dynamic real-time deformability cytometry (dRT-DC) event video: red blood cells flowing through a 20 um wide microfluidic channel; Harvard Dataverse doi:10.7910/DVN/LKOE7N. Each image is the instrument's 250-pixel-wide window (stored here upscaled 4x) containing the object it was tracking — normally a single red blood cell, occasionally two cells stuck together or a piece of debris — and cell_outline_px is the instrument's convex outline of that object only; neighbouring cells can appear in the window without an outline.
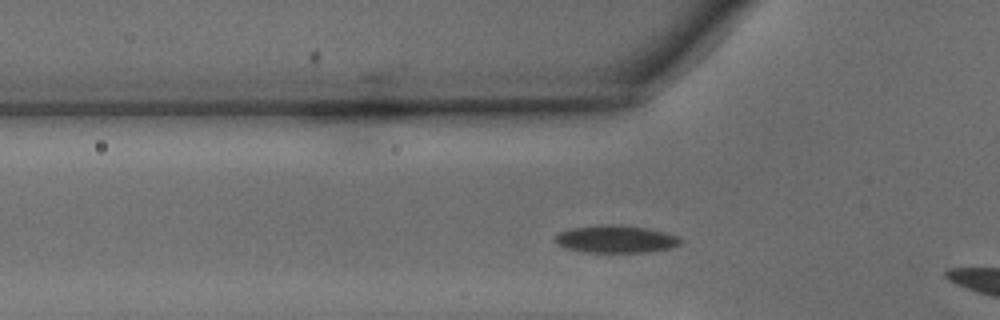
{"species": "common noctule bat (a hibernating species)", "species_latin": "Nyctalus noctula", "temperature_condition": "warm", "stored_images_in_passage": 4, "camera_frame_rate_fps": 3000, "um_per_image_px": 0.085, "animal": {"sex": "male", "body_mass_g": 15.6}, "frame": {"image": 1, "passage_image": 2, "time_ms": 0.333, "image_size_px": [1000, 320], "cell_outline_px": [[684, 240], [680, 244], [672, 248], [648, 252], [584, 252], [564, 248], [556, 244], [552, 240], [552, 236], [560, 232], [572, 228], [600, 224], [620, 224], [648, 228], [664, 232], [676, 236]], "centroid_in_image_um": [52.3, 20.32], "position_along_channel_um": 73.5, "area_um2": 20.52}}